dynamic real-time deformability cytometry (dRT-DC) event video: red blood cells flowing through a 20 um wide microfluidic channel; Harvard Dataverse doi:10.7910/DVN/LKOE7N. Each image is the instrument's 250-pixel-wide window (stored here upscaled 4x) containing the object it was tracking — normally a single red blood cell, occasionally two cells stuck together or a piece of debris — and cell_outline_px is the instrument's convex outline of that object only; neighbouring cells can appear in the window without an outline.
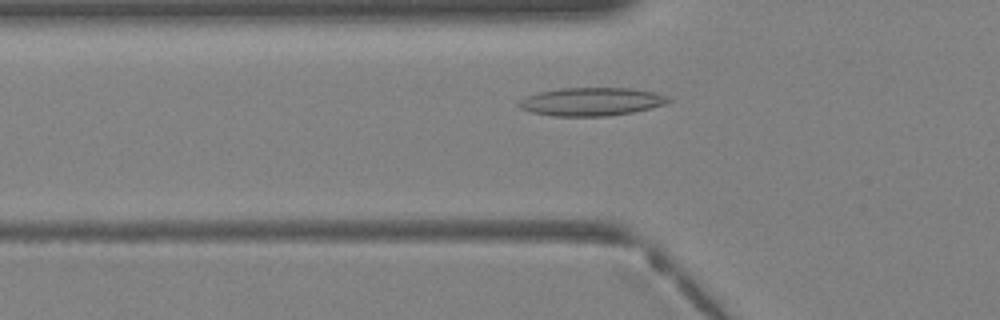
{"species": "Egyptian fruit bat (a non-hibernating species)", "species_latin": "Rousettus aegyptiacus", "temperature_condition": "warm", "stored_images_in_passage": 32, "camera_frame_rate_fps": 3000, "um_per_image_px": 0.085, "animal": {"sex": "female"}, "frame": {"image": 1, "passage_image": 7, "time_ms": 2.0, "image_size_px": [1000, 320], "cell_outline_px": [[672, 100], [664, 104], [632, 112], [608, 116], [552, 116], [532, 112], [520, 108], [520, 100], [528, 96], [540, 92], [560, 88], [632, 88], [652, 92], [668, 96]], "centroid_in_image_um": [50.28, 8.64], "position_along_channel_um": 75.5, "area_um2": 24.28}}
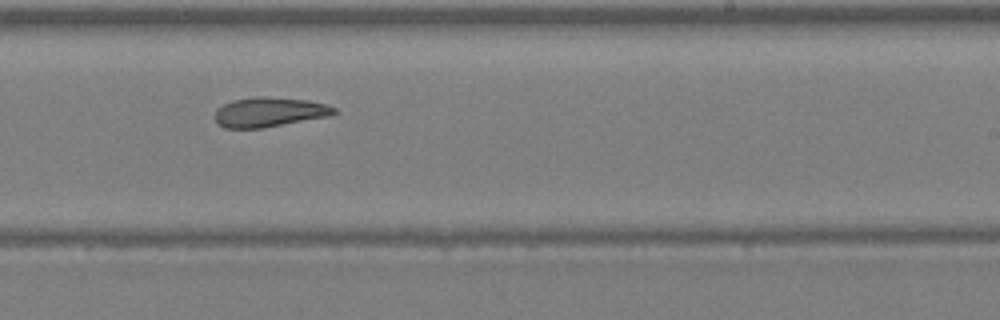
{"frame": {"image": 2, "passage_image": 18, "time_ms": 5.667, "image_size_px": [1000, 320], "cell_outline_px": [[336, 112], [328, 116], [264, 128], [224, 128], [216, 124], [212, 116], [216, 108], [232, 100], [260, 96], [264, 96], [308, 100], [324, 104], [336, 108]], "centroid_in_image_um": [22.8, 9.53], "position_along_channel_um": 266.2, "area_um2": 20.75}}
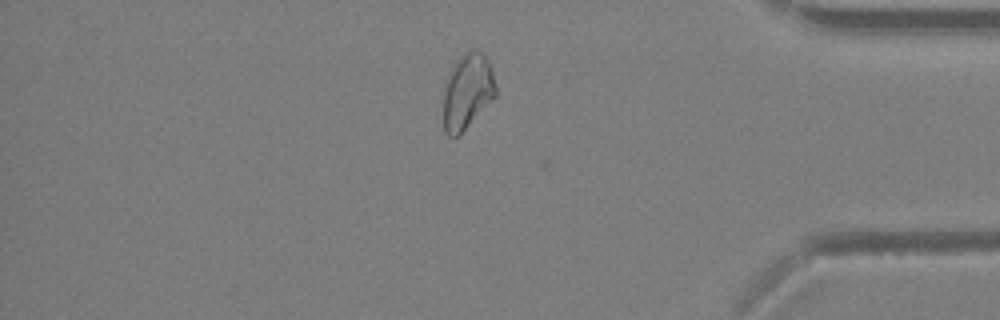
{"frame": {"image": 3, "passage_image": 27, "time_ms": 8.667, "image_size_px": [1000, 320], "cell_outline_px": [[496, 96], [456, 136], [448, 136], [444, 132], [444, 88], [448, 72], [456, 60], [472, 48], [484, 52], [492, 68], [496, 88]], "centroid_in_image_um": [39.73, 7.7], "position_along_channel_um": 395.5, "area_um2": 22.83}}